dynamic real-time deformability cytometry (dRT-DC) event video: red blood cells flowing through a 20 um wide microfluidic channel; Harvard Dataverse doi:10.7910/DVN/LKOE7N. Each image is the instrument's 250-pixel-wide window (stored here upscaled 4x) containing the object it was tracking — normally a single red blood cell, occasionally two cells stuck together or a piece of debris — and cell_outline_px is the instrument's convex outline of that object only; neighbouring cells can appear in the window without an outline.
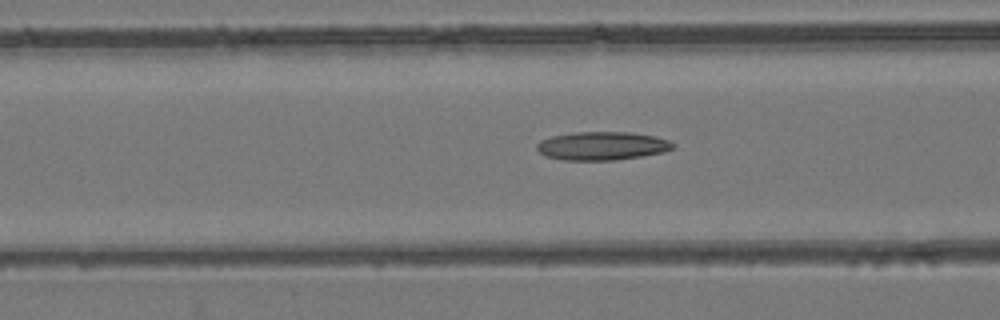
{"species": "common noctule bat (a hibernating species)", "species_latin": "Nyctalus noctula", "temperature_condition": "room temperature", "stored_images_in_passage": 42, "camera_frame_rate_fps": 3000, "um_per_image_px": 0.085, "animal": {"sex": "female", "body_mass_g": 24.6, "forearm_length_mm": 56.2}, "frame": {"image": 1, "passage_image": 16, "time_ms": 5.0, "image_size_px": [1000, 320], "cell_outline_px": [[676, 144], [672, 148], [664, 152], [616, 160], [560, 160], [544, 156], [536, 148], [536, 144], [540, 140], [552, 136], [576, 132], [632, 132], [656, 136], [668, 140]], "centroid_in_image_um": [51.16, 12.4], "position_along_channel_um": 115.4, "area_um2": 22.66}}
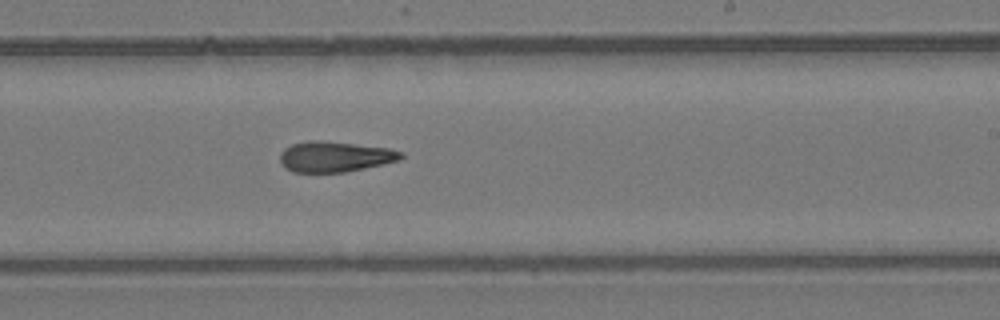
{"frame": {"image": 2, "passage_image": 27, "time_ms": 8.667, "image_size_px": [1000, 320], "cell_outline_px": [[404, 156], [400, 160], [364, 168], [344, 172], [292, 172], [280, 160], [280, 152], [284, 148], [292, 144], [308, 140], [320, 140], [388, 148], [404, 152]], "centroid_in_image_um": [28.47, 13.31], "position_along_channel_um": 260.5, "area_um2": 21.39}}
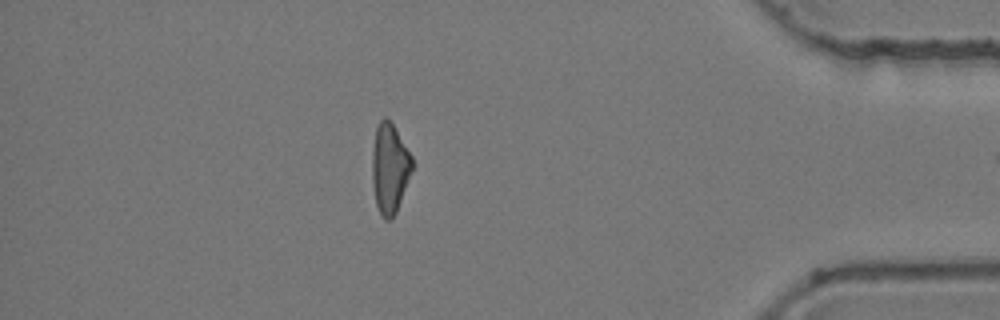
{"frame": {"image": 3, "passage_image": 41, "time_ms": 13.333, "image_size_px": [1000, 320], "cell_outline_px": [[412, 168], [396, 212], [388, 220], [384, 220], [376, 204], [372, 184], [372, 148], [376, 128], [380, 120], [384, 116], [392, 124], [412, 156]], "centroid_in_image_um": [33.09, 14.29], "position_along_channel_um": 402.1, "area_um2": 20.52}}